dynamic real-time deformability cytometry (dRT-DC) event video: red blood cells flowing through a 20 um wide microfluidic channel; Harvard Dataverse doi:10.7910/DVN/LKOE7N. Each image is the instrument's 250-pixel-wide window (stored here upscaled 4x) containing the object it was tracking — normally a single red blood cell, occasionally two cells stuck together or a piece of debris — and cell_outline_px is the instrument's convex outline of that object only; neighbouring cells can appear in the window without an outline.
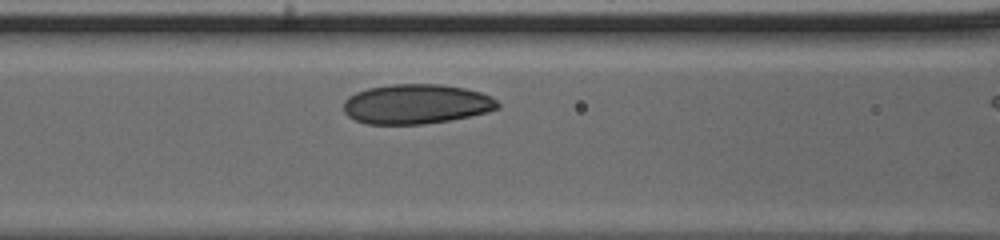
{"species": "human", "species_latin": "Homo sapiens", "temperature_condition": "cold", "stored_images_in_passage": 30, "camera_frame_rate_fps": 3000, "um_per_image_px": 0.085, "donor": {"sex": "male"}, "frame": {"image": 1, "passage_image": 12, "time_ms": 3.667, "image_size_px": [1000, 240], "cell_outline_px": [[500, 108], [488, 112], [448, 120], [424, 124], [368, 124], [356, 120], [348, 116], [344, 112], [344, 100], [348, 96], [356, 92], [368, 88], [392, 84], [440, 84], [464, 88], [480, 92], [496, 100], [500, 104]], "centroid_in_image_um": [35.37, 8.84], "position_along_channel_um": 131.2, "area_um2": 35.6}}
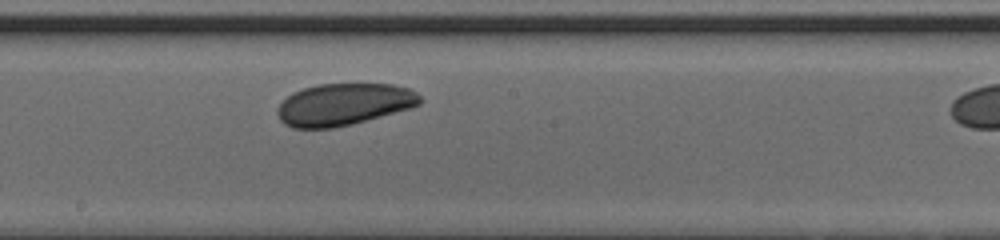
{"frame": {"image": 2, "passage_image": 18, "time_ms": 5.667, "image_size_px": [1000, 240], "cell_outline_px": [[424, 100], [420, 104], [412, 108], [352, 124], [332, 128], [292, 128], [284, 124], [280, 120], [276, 112], [276, 108], [292, 92], [304, 88], [320, 84], [392, 84], [408, 88], [416, 92]], "centroid_in_image_um": [29.23, 8.88], "position_along_channel_um": 219.0, "area_um2": 35.03}}
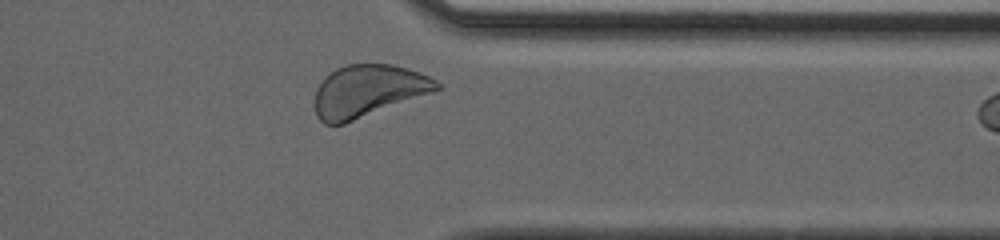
{"frame": {"image": 3, "passage_image": 29, "time_ms": 9.333, "image_size_px": [1000, 240], "cell_outline_px": [[440, 88], [432, 92], [344, 124], [324, 124], [316, 116], [316, 88], [336, 68], [348, 64], [392, 64], [408, 68], [420, 72], [436, 80], [440, 84]], "centroid_in_image_um": [31.29, 7.72], "position_along_channel_um": 380.1, "area_um2": 36.53}}